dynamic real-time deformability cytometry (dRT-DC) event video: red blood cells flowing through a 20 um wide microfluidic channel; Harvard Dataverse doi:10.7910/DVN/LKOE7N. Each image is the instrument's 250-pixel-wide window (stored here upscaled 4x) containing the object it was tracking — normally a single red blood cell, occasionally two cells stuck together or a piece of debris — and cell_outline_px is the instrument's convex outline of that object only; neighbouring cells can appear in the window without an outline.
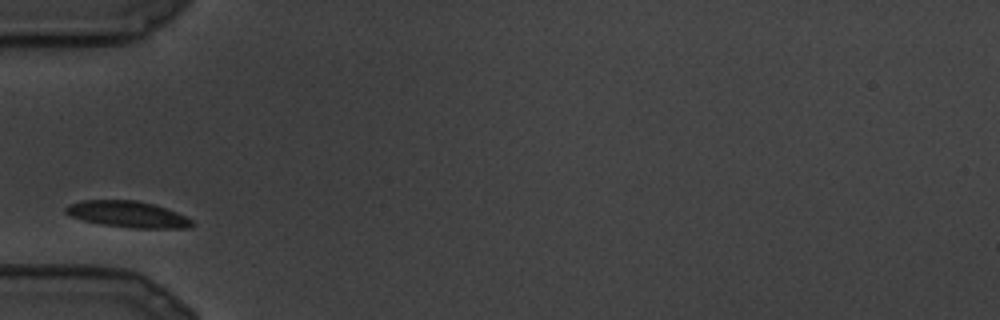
{"species": "common noctule bat (a hibernating species)", "species_latin": "Nyctalus noctula", "temperature_condition": "cold", "stored_images_in_passage": 16, "camera_frame_rate_fps": 3000, "um_per_image_px": 0.085, "animal": {"sex": "male", "body_mass_g": 19.5, "forearm_length_mm": 54.6}, "frame": {"image": 1, "passage_image": 1, "time_ms": 0.0, "image_size_px": [1000, 320], "cell_outline_px": [[196, 224], [188, 228], [136, 228], [100, 224], [84, 220], [72, 216], [64, 212], [64, 208], [68, 204], [80, 200], [136, 200], [152, 204], [176, 212], [192, 220]], "centroid_in_image_um": [10.83, 18.21], "position_along_channel_um": 74.2, "area_um2": 19.25}}
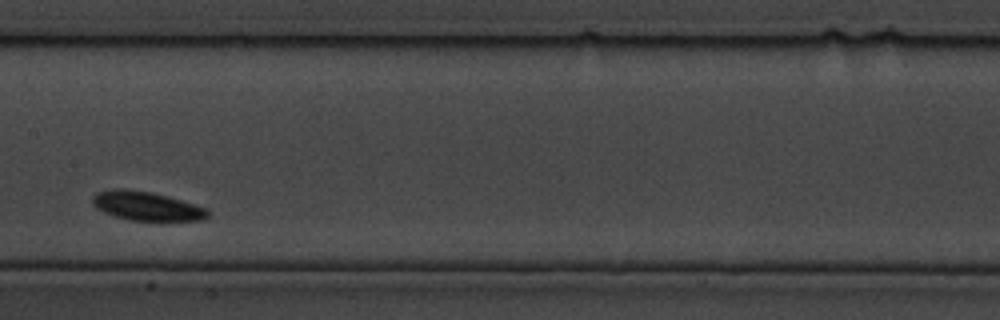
{"frame": {"image": 2, "passage_image": 7, "time_ms": 2.0, "image_size_px": [1000, 320], "cell_outline_px": [[208, 216], [200, 220], [160, 224], [128, 220], [112, 216], [96, 208], [92, 204], [92, 196], [96, 192], [112, 188], [120, 188], [152, 192], [168, 196], [208, 208]], "centroid_in_image_um": [12.47, 17.57], "position_along_channel_um": 194.9, "area_um2": 20.58}}
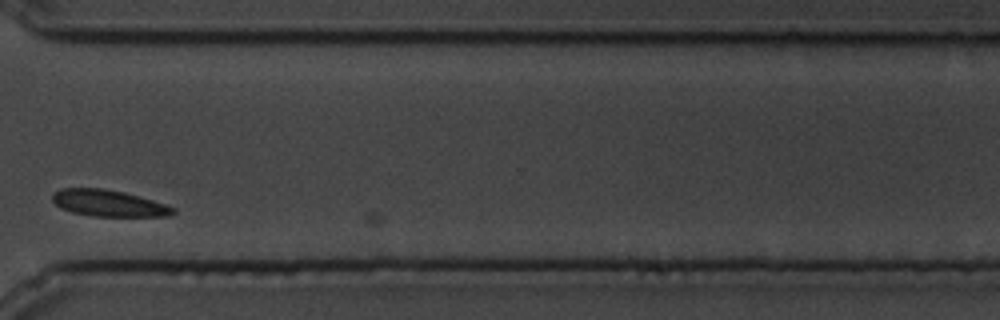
{"frame": {"image": 3, "passage_image": 14, "time_ms": 4.333, "image_size_px": [1000, 320], "cell_outline_px": [[176, 212], [168, 216], [92, 216], [72, 212], [60, 208], [52, 200], [52, 196], [60, 188], [104, 188], [124, 192], [168, 204], [176, 208]], "centroid_in_image_um": [9.26, 17.27], "position_along_channel_um": 361.3, "area_um2": 18.73}}